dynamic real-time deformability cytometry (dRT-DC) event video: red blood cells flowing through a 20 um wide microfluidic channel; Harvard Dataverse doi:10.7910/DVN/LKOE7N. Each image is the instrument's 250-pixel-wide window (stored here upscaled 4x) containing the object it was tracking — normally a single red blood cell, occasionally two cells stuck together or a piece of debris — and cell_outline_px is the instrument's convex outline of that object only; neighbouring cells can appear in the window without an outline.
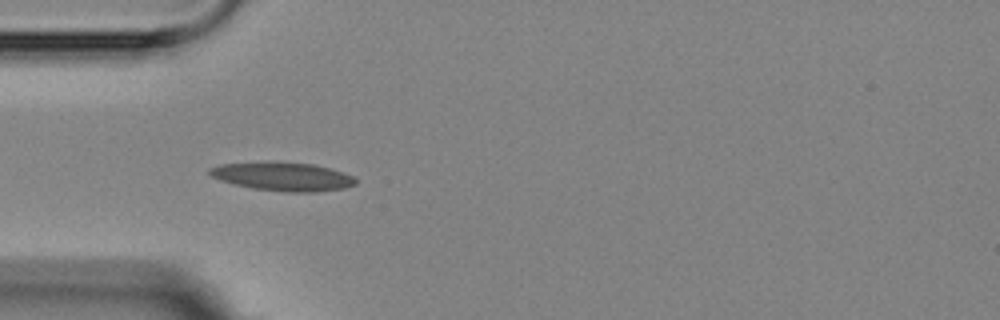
{"species": "Egyptian fruit bat (a non-hibernating species)", "species_latin": "Rousettus aegyptiacus", "temperature_condition": "room temperature", "stored_images_in_passage": 14, "camera_frame_rate_fps": 3000, "um_per_image_px": 0.085, "animal": {"sex": "female"}, "frame": {"image": 1, "passage_image": 4, "time_ms": 4.0, "image_size_px": [1000, 320], "cell_outline_px": [[356, 184], [344, 188], [316, 192], [288, 192], [252, 188], [220, 180], [212, 176], [208, 172], [208, 168], [220, 164], [268, 160], [312, 164], [344, 172], [352, 176], [356, 180]], "centroid_in_image_um": [24.01, 14.98], "position_along_channel_um": 61.0, "area_um2": 24.57}}
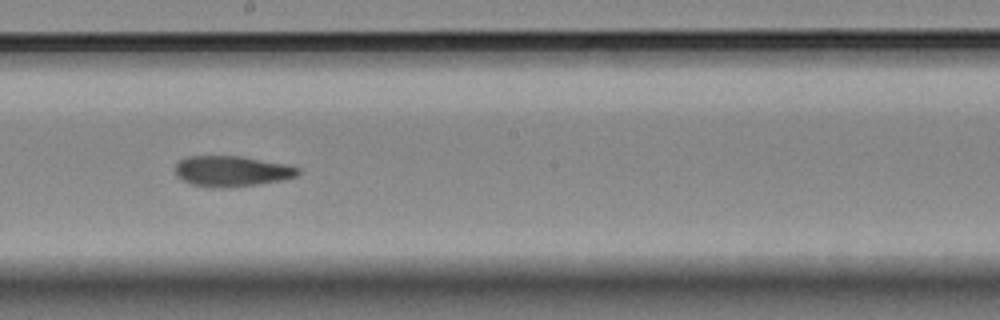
{"frame": {"image": 2, "passage_image": 8, "time_ms": 8.667, "image_size_px": [1000, 320], "cell_outline_px": [[300, 172], [296, 176], [280, 180], [232, 188], [216, 188], [192, 184], [184, 180], [176, 172], [176, 164], [180, 160], [188, 156], [240, 156], [288, 164], [300, 168]], "centroid_in_image_um": [19.74, 14.55], "position_along_channel_um": 228.5, "area_um2": 21.79}}
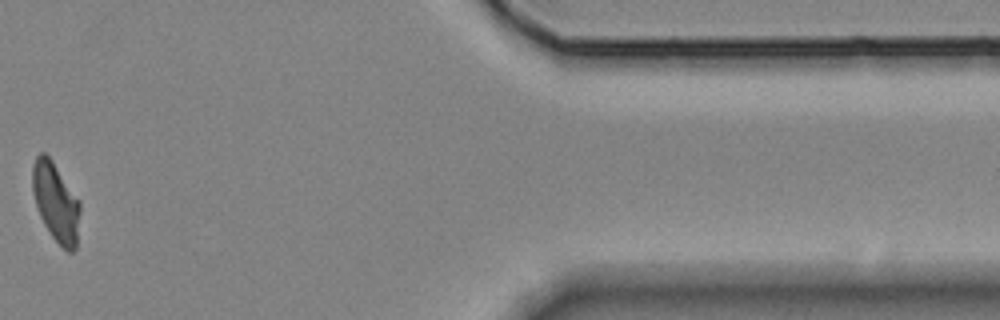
{"frame": {"image": 3, "passage_image": 13, "time_ms": 15.0, "image_size_px": [1000, 320], "cell_outline_px": [[80, 212], [76, 248], [72, 252], [68, 252], [52, 236], [44, 224], [40, 216], [36, 204], [32, 188], [32, 168], [36, 156], [40, 152], [44, 152], [52, 160], [80, 200]], "centroid_in_image_um": [4.75, 17.17], "position_along_channel_um": 406.6, "area_um2": 21.79}, "authors_computed_cell_mechanics": {"area_um2": 21.9062, "velocity_mm_per_s": 3.6065, "shape_relaxation_time_tau1_ms": null, "shape_relaxation_time_tau2_ms": 3.1729, "deformation_change_tau1": null, "deformation_change_tau2": 0.0862}}